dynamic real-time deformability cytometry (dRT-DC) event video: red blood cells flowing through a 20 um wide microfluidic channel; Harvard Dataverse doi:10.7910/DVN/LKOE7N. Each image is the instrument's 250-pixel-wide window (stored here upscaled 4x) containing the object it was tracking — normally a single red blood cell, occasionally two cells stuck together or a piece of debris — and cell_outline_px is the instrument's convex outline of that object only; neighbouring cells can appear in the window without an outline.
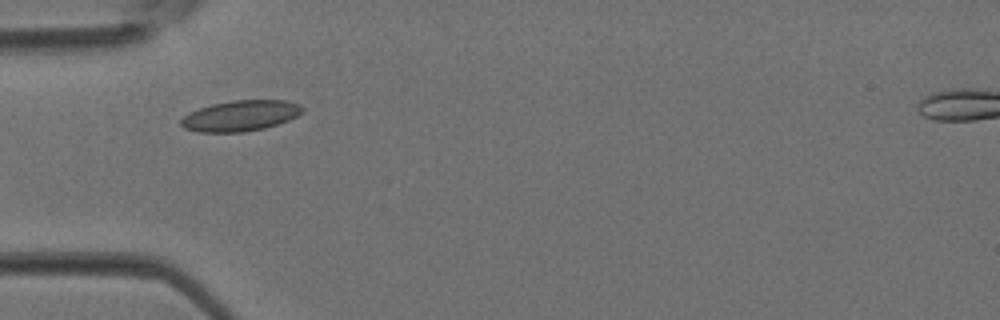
{"species": "Egyptian fruit bat (a non-hibernating species)", "species_latin": "Rousettus aegyptiacus", "temperature_condition": "room temperature", "stored_images_in_passage": 1, "camera_frame_rate_fps": 3000, "um_per_image_px": 0.085, "animal": {"sex": "female"}, "frame": {"image": 1, "passage_image": 1, "time_ms": 0.0, "image_size_px": [1000, 320], "cell_outline_px": [[304, 112], [288, 120], [264, 128], [244, 132], [200, 132], [184, 128], [180, 124], [180, 120], [184, 116], [200, 108], [212, 104], [232, 100], [288, 100], [300, 104], [304, 108]], "centroid_in_image_um": [20.47, 9.83], "position_along_channel_um": 64.5, "area_um2": 21.68}}